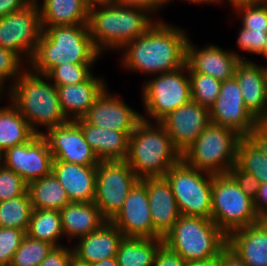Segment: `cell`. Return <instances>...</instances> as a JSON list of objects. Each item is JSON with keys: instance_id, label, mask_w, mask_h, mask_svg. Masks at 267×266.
Wrapping results in <instances>:
<instances>
[{"instance_id": "1", "label": "cell", "mask_w": 267, "mask_h": 266, "mask_svg": "<svg viewBox=\"0 0 267 266\" xmlns=\"http://www.w3.org/2000/svg\"><path fill=\"white\" fill-rule=\"evenodd\" d=\"M186 30L161 20L121 50L122 67L153 76L176 70L186 64Z\"/></svg>"}, {"instance_id": "2", "label": "cell", "mask_w": 267, "mask_h": 266, "mask_svg": "<svg viewBox=\"0 0 267 266\" xmlns=\"http://www.w3.org/2000/svg\"><path fill=\"white\" fill-rule=\"evenodd\" d=\"M99 57L87 25L52 26L43 29L26 66L46 75L63 63H95Z\"/></svg>"}, {"instance_id": "3", "label": "cell", "mask_w": 267, "mask_h": 266, "mask_svg": "<svg viewBox=\"0 0 267 266\" xmlns=\"http://www.w3.org/2000/svg\"><path fill=\"white\" fill-rule=\"evenodd\" d=\"M150 16L146 9L112 3L90 8L87 26L95 48L103 55L109 50L120 51L144 35L157 20Z\"/></svg>"}, {"instance_id": "4", "label": "cell", "mask_w": 267, "mask_h": 266, "mask_svg": "<svg viewBox=\"0 0 267 266\" xmlns=\"http://www.w3.org/2000/svg\"><path fill=\"white\" fill-rule=\"evenodd\" d=\"M6 96L36 134H43L41 127L48 130L69 122L61 109L57 88L46 75L26 69Z\"/></svg>"}, {"instance_id": "5", "label": "cell", "mask_w": 267, "mask_h": 266, "mask_svg": "<svg viewBox=\"0 0 267 266\" xmlns=\"http://www.w3.org/2000/svg\"><path fill=\"white\" fill-rule=\"evenodd\" d=\"M125 160L139 179L164 177L181 161V153L160 122L141 119L129 136Z\"/></svg>"}, {"instance_id": "6", "label": "cell", "mask_w": 267, "mask_h": 266, "mask_svg": "<svg viewBox=\"0 0 267 266\" xmlns=\"http://www.w3.org/2000/svg\"><path fill=\"white\" fill-rule=\"evenodd\" d=\"M162 240L186 262L217 258L227 246V235L212 219L194 216L181 215Z\"/></svg>"}, {"instance_id": "7", "label": "cell", "mask_w": 267, "mask_h": 266, "mask_svg": "<svg viewBox=\"0 0 267 266\" xmlns=\"http://www.w3.org/2000/svg\"><path fill=\"white\" fill-rule=\"evenodd\" d=\"M241 138L236 131L210 122L196 141L181 153V160L198 170L227 174L236 164Z\"/></svg>"}, {"instance_id": "8", "label": "cell", "mask_w": 267, "mask_h": 266, "mask_svg": "<svg viewBox=\"0 0 267 266\" xmlns=\"http://www.w3.org/2000/svg\"><path fill=\"white\" fill-rule=\"evenodd\" d=\"M211 201V219L227 236L260 221L254 200L241 190L229 173L213 174Z\"/></svg>"}, {"instance_id": "9", "label": "cell", "mask_w": 267, "mask_h": 266, "mask_svg": "<svg viewBox=\"0 0 267 266\" xmlns=\"http://www.w3.org/2000/svg\"><path fill=\"white\" fill-rule=\"evenodd\" d=\"M152 78L144 81L142 86V105L147 115L141 114L142 119L160 122L169 113L192 100L186 64L176 70L153 75Z\"/></svg>"}, {"instance_id": "10", "label": "cell", "mask_w": 267, "mask_h": 266, "mask_svg": "<svg viewBox=\"0 0 267 266\" xmlns=\"http://www.w3.org/2000/svg\"><path fill=\"white\" fill-rule=\"evenodd\" d=\"M164 177L181 215L211 219L212 173L189 167L181 160Z\"/></svg>"}, {"instance_id": "11", "label": "cell", "mask_w": 267, "mask_h": 266, "mask_svg": "<svg viewBox=\"0 0 267 266\" xmlns=\"http://www.w3.org/2000/svg\"><path fill=\"white\" fill-rule=\"evenodd\" d=\"M139 180L126 160L99 161L94 203L106 220L117 215Z\"/></svg>"}, {"instance_id": "12", "label": "cell", "mask_w": 267, "mask_h": 266, "mask_svg": "<svg viewBox=\"0 0 267 266\" xmlns=\"http://www.w3.org/2000/svg\"><path fill=\"white\" fill-rule=\"evenodd\" d=\"M42 31L38 2L31 0L0 18V47L14 51L27 63Z\"/></svg>"}, {"instance_id": "13", "label": "cell", "mask_w": 267, "mask_h": 266, "mask_svg": "<svg viewBox=\"0 0 267 266\" xmlns=\"http://www.w3.org/2000/svg\"><path fill=\"white\" fill-rule=\"evenodd\" d=\"M53 160L42 134H35L26 143L10 147L0 155V163L20 175L27 184L51 174Z\"/></svg>"}, {"instance_id": "14", "label": "cell", "mask_w": 267, "mask_h": 266, "mask_svg": "<svg viewBox=\"0 0 267 266\" xmlns=\"http://www.w3.org/2000/svg\"><path fill=\"white\" fill-rule=\"evenodd\" d=\"M210 122L248 137L259 122L246 108L235 77L222 81L219 96L209 109Z\"/></svg>"}, {"instance_id": "15", "label": "cell", "mask_w": 267, "mask_h": 266, "mask_svg": "<svg viewBox=\"0 0 267 266\" xmlns=\"http://www.w3.org/2000/svg\"><path fill=\"white\" fill-rule=\"evenodd\" d=\"M42 135L47 139L53 161H65L85 166L99 164V159L85 140L82 129L74 121L51 127Z\"/></svg>"}, {"instance_id": "16", "label": "cell", "mask_w": 267, "mask_h": 266, "mask_svg": "<svg viewBox=\"0 0 267 266\" xmlns=\"http://www.w3.org/2000/svg\"><path fill=\"white\" fill-rule=\"evenodd\" d=\"M160 123L174 146L182 153L210 124V112L208 108L191 100L169 113Z\"/></svg>"}, {"instance_id": "17", "label": "cell", "mask_w": 267, "mask_h": 266, "mask_svg": "<svg viewBox=\"0 0 267 266\" xmlns=\"http://www.w3.org/2000/svg\"><path fill=\"white\" fill-rule=\"evenodd\" d=\"M124 237L153 239V222L145 183L140 179L111 220Z\"/></svg>"}, {"instance_id": "18", "label": "cell", "mask_w": 267, "mask_h": 266, "mask_svg": "<svg viewBox=\"0 0 267 266\" xmlns=\"http://www.w3.org/2000/svg\"><path fill=\"white\" fill-rule=\"evenodd\" d=\"M241 60H248L233 50H225L221 47L208 44L198 48L188 40L186 47V65L188 72H198L225 81L234 77L236 67Z\"/></svg>"}, {"instance_id": "19", "label": "cell", "mask_w": 267, "mask_h": 266, "mask_svg": "<svg viewBox=\"0 0 267 266\" xmlns=\"http://www.w3.org/2000/svg\"><path fill=\"white\" fill-rule=\"evenodd\" d=\"M109 92L107 87L83 118L97 127L133 132L137 123L142 119L141 114L126 104L119 96Z\"/></svg>"}, {"instance_id": "20", "label": "cell", "mask_w": 267, "mask_h": 266, "mask_svg": "<svg viewBox=\"0 0 267 266\" xmlns=\"http://www.w3.org/2000/svg\"><path fill=\"white\" fill-rule=\"evenodd\" d=\"M141 180L147 188L153 222V237L163 238L181 216L175 196L165 177H151Z\"/></svg>"}, {"instance_id": "21", "label": "cell", "mask_w": 267, "mask_h": 266, "mask_svg": "<svg viewBox=\"0 0 267 266\" xmlns=\"http://www.w3.org/2000/svg\"><path fill=\"white\" fill-rule=\"evenodd\" d=\"M122 232L107 220L97 230L77 239L72 246L73 257L83 263H94L103 259L116 257Z\"/></svg>"}, {"instance_id": "22", "label": "cell", "mask_w": 267, "mask_h": 266, "mask_svg": "<svg viewBox=\"0 0 267 266\" xmlns=\"http://www.w3.org/2000/svg\"><path fill=\"white\" fill-rule=\"evenodd\" d=\"M243 102L258 121H267V104L265 101L264 81L265 67L251 59L241 60L235 71Z\"/></svg>"}, {"instance_id": "23", "label": "cell", "mask_w": 267, "mask_h": 266, "mask_svg": "<svg viewBox=\"0 0 267 266\" xmlns=\"http://www.w3.org/2000/svg\"><path fill=\"white\" fill-rule=\"evenodd\" d=\"M56 88L64 115L69 121H75L88 113L95 100L107 88V83L104 78L96 77L93 73L82 83Z\"/></svg>"}, {"instance_id": "24", "label": "cell", "mask_w": 267, "mask_h": 266, "mask_svg": "<svg viewBox=\"0 0 267 266\" xmlns=\"http://www.w3.org/2000/svg\"><path fill=\"white\" fill-rule=\"evenodd\" d=\"M227 246L247 266H267V220L231 232Z\"/></svg>"}, {"instance_id": "25", "label": "cell", "mask_w": 267, "mask_h": 266, "mask_svg": "<svg viewBox=\"0 0 267 266\" xmlns=\"http://www.w3.org/2000/svg\"><path fill=\"white\" fill-rule=\"evenodd\" d=\"M97 166L53 161L52 173L66 190L71 202H93Z\"/></svg>"}, {"instance_id": "26", "label": "cell", "mask_w": 267, "mask_h": 266, "mask_svg": "<svg viewBox=\"0 0 267 266\" xmlns=\"http://www.w3.org/2000/svg\"><path fill=\"white\" fill-rule=\"evenodd\" d=\"M99 161L125 160L128 155L129 136L133 132L108 130L88 123L84 118L74 121Z\"/></svg>"}, {"instance_id": "27", "label": "cell", "mask_w": 267, "mask_h": 266, "mask_svg": "<svg viewBox=\"0 0 267 266\" xmlns=\"http://www.w3.org/2000/svg\"><path fill=\"white\" fill-rule=\"evenodd\" d=\"M64 237L77 240L97 230L107 220L93 202H71L60 211Z\"/></svg>"}, {"instance_id": "28", "label": "cell", "mask_w": 267, "mask_h": 266, "mask_svg": "<svg viewBox=\"0 0 267 266\" xmlns=\"http://www.w3.org/2000/svg\"><path fill=\"white\" fill-rule=\"evenodd\" d=\"M42 30L61 25H87L89 8L83 0H37Z\"/></svg>"}, {"instance_id": "29", "label": "cell", "mask_w": 267, "mask_h": 266, "mask_svg": "<svg viewBox=\"0 0 267 266\" xmlns=\"http://www.w3.org/2000/svg\"><path fill=\"white\" fill-rule=\"evenodd\" d=\"M35 134L11 102L0 107V155L10 147L26 143Z\"/></svg>"}, {"instance_id": "30", "label": "cell", "mask_w": 267, "mask_h": 266, "mask_svg": "<svg viewBox=\"0 0 267 266\" xmlns=\"http://www.w3.org/2000/svg\"><path fill=\"white\" fill-rule=\"evenodd\" d=\"M27 192L35 209L60 211L71 203L66 190L53 173L28 183Z\"/></svg>"}, {"instance_id": "31", "label": "cell", "mask_w": 267, "mask_h": 266, "mask_svg": "<svg viewBox=\"0 0 267 266\" xmlns=\"http://www.w3.org/2000/svg\"><path fill=\"white\" fill-rule=\"evenodd\" d=\"M162 238L143 239L123 237L116 260L119 266H153Z\"/></svg>"}, {"instance_id": "32", "label": "cell", "mask_w": 267, "mask_h": 266, "mask_svg": "<svg viewBox=\"0 0 267 266\" xmlns=\"http://www.w3.org/2000/svg\"><path fill=\"white\" fill-rule=\"evenodd\" d=\"M26 235L30 238L48 242L54 247L64 246L60 212L57 210L33 208Z\"/></svg>"}, {"instance_id": "33", "label": "cell", "mask_w": 267, "mask_h": 266, "mask_svg": "<svg viewBox=\"0 0 267 266\" xmlns=\"http://www.w3.org/2000/svg\"><path fill=\"white\" fill-rule=\"evenodd\" d=\"M33 211L28 192L0 202V227L21 229L27 232Z\"/></svg>"}, {"instance_id": "34", "label": "cell", "mask_w": 267, "mask_h": 266, "mask_svg": "<svg viewBox=\"0 0 267 266\" xmlns=\"http://www.w3.org/2000/svg\"><path fill=\"white\" fill-rule=\"evenodd\" d=\"M235 165L240 170L252 173L260 183L267 182V159L249 137L240 139Z\"/></svg>"}, {"instance_id": "35", "label": "cell", "mask_w": 267, "mask_h": 266, "mask_svg": "<svg viewBox=\"0 0 267 266\" xmlns=\"http://www.w3.org/2000/svg\"><path fill=\"white\" fill-rule=\"evenodd\" d=\"M188 73L192 100L210 109L219 96L222 81L198 72Z\"/></svg>"}, {"instance_id": "36", "label": "cell", "mask_w": 267, "mask_h": 266, "mask_svg": "<svg viewBox=\"0 0 267 266\" xmlns=\"http://www.w3.org/2000/svg\"><path fill=\"white\" fill-rule=\"evenodd\" d=\"M95 63H63L53 67L46 76L56 86L74 85L87 80L93 74Z\"/></svg>"}, {"instance_id": "37", "label": "cell", "mask_w": 267, "mask_h": 266, "mask_svg": "<svg viewBox=\"0 0 267 266\" xmlns=\"http://www.w3.org/2000/svg\"><path fill=\"white\" fill-rule=\"evenodd\" d=\"M48 242L25 236L20 247L14 253L10 266H38L53 250Z\"/></svg>"}, {"instance_id": "38", "label": "cell", "mask_w": 267, "mask_h": 266, "mask_svg": "<svg viewBox=\"0 0 267 266\" xmlns=\"http://www.w3.org/2000/svg\"><path fill=\"white\" fill-rule=\"evenodd\" d=\"M24 64L27 63L17 53L0 47V89L3 92L4 89H8L5 90L8 92L17 78L27 69ZM7 81L11 84L5 85Z\"/></svg>"}, {"instance_id": "39", "label": "cell", "mask_w": 267, "mask_h": 266, "mask_svg": "<svg viewBox=\"0 0 267 266\" xmlns=\"http://www.w3.org/2000/svg\"><path fill=\"white\" fill-rule=\"evenodd\" d=\"M25 236L24 230L0 227V266H10L14 253Z\"/></svg>"}, {"instance_id": "40", "label": "cell", "mask_w": 267, "mask_h": 266, "mask_svg": "<svg viewBox=\"0 0 267 266\" xmlns=\"http://www.w3.org/2000/svg\"><path fill=\"white\" fill-rule=\"evenodd\" d=\"M242 21L244 28L267 30V0L254 5L243 6L234 11Z\"/></svg>"}, {"instance_id": "41", "label": "cell", "mask_w": 267, "mask_h": 266, "mask_svg": "<svg viewBox=\"0 0 267 266\" xmlns=\"http://www.w3.org/2000/svg\"><path fill=\"white\" fill-rule=\"evenodd\" d=\"M27 192V183L14 171L0 163V202L19 197Z\"/></svg>"}, {"instance_id": "42", "label": "cell", "mask_w": 267, "mask_h": 266, "mask_svg": "<svg viewBox=\"0 0 267 266\" xmlns=\"http://www.w3.org/2000/svg\"><path fill=\"white\" fill-rule=\"evenodd\" d=\"M267 30H252L241 26L236 41L244 53L260 55L264 51Z\"/></svg>"}, {"instance_id": "43", "label": "cell", "mask_w": 267, "mask_h": 266, "mask_svg": "<svg viewBox=\"0 0 267 266\" xmlns=\"http://www.w3.org/2000/svg\"><path fill=\"white\" fill-rule=\"evenodd\" d=\"M229 174L235 179L241 190L251 199L254 200L257 197L260 182L252 173L240 170L236 165H234L230 169Z\"/></svg>"}, {"instance_id": "44", "label": "cell", "mask_w": 267, "mask_h": 266, "mask_svg": "<svg viewBox=\"0 0 267 266\" xmlns=\"http://www.w3.org/2000/svg\"><path fill=\"white\" fill-rule=\"evenodd\" d=\"M73 258L72 247L67 245L54 247L38 266H70Z\"/></svg>"}, {"instance_id": "45", "label": "cell", "mask_w": 267, "mask_h": 266, "mask_svg": "<svg viewBox=\"0 0 267 266\" xmlns=\"http://www.w3.org/2000/svg\"><path fill=\"white\" fill-rule=\"evenodd\" d=\"M186 261L164 243L158 248L153 266H186Z\"/></svg>"}, {"instance_id": "46", "label": "cell", "mask_w": 267, "mask_h": 266, "mask_svg": "<svg viewBox=\"0 0 267 266\" xmlns=\"http://www.w3.org/2000/svg\"><path fill=\"white\" fill-rule=\"evenodd\" d=\"M116 5L140 7L146 9L148 12L156 13L162 10L168 4V0H113ZM159 10V11H158Z\"/></svg>"}, {"instance_id": "47", "label": "cell", "mask_w": 267, "mask_h": 266, "mask_svg": "<svg viewBox=\"0 0 267 266\" xmlns=\"http://www.w3.org/2000/svg\"><path fill=\"white\" fill-rule=\"evenodd\" d=\"M267 159V121H259L248 136Z\"/></svg>"}, {"instance_id": "48", "label": "cell", "mask_w": 267, "mask_h": 266, "mask_svg": "<svg viewBox=\"0 0 267 266\" xmlns=\"http://www.w3.org/2000/svg\"><path fill=\"white\" fill-rule=\"evenodd\" d=\"M254 207L260 220H267V182L260 183L257 197L254 199Z\"/></svg>"}, {"instance_id": "49", "label": "cell", "mask_w": 267, "mask_h": 266, "mask_svg": "<svg viewBox=\"0 0 267 266\" xmlns=\"http://www.w3.org/2000/svg\"><path fill=\"white\" fill-rule=\"evenodd\" d=\"M220 266H247L243 260L228 246H226L219 255Z\"/></svg>"}, {"instance_id": "50", "label": "cell", "mask_w": 267, "mask_h": 266, "mask_svg": "<svg viewBox=\"0 0 267 266\" xmlns=\"http://www.w3.org/2000/svg\"><path fill=\"white\" fill-rule=\"evenodd\" d=\"M31 0H0V18L22 9Z\"/></svg>"}, {"instance_id": "51", "label": "cell", "mask_w": 267, "mask_h": 266, "mask_svg": "<svg viewBox=\"0 0 267 266\" xmlns=\"http://www.w3.org/2000/svg\"><path fill=\"white\" fill-rule=\"evenodd\" d=\"M223 1L224 0H219V5L223 3ZM225 1H228L227 3L232 5V8H234L233 10H236L243 6L254 5V4L260 3L263 0H225Z\"/></svg>"}, {"instance_id": "52", "label": "cell", "mask_w": 267, "mask_h": 266, "mask_svg": "<svg viewBox=\"0 0 267 266\" xmlns=\"http://www.w3.org/2000/svg\"><path fill=\"white\" fill-rule=\"evenodd\" d=\"M186 266H220L219 257L196 262H187Z\"/></svg>"}, {"instance_id": "53", "label": "cell", "mask_w": 267, "mask_h": 266, "mask_svg": "<svg viewBox=\"0 0 267 266\" xmlns=\"http://www.w3.org/2000/svg\"><path fill=\"white\" fill-rule=\"evenodd\" d=\"M83 1L89 9L96 6L109 5L113 3V0H83Z\"/></svg>"}, {"instance_id": "54", "label": "cell", "mask_w": 267, "mask_h": 266, "mask_svg": "<svg viewBox=\"0 0 267 266\" xmlns=\"http://www.w3.org/2000/svg\"><path fill=\"white\" fill-rule=\"evenodd\" d=\"M97 266H119L116 257H111L108 259H103L97 262Z\"/></svg>"}, {"instance_id": "55", "label": "cell", "mask_w": 267, "mask_h": 266, "mask_svg": "<svg viewBox=\"0 0 267 266\" xmlns=\"http://www.w3.org/2000/svg\"><path fill=\"white\" fill-rule=\"evenodd\" d=\"M170 1L172 0H168V2L170 3ZM186 2L188 1L189 3H196V4H219V0H185Z\"/></svg>"}, {"instance_id": "56", "label": "cell", "mask_w": 267, "mask_h": 266, "mask_svg": "<svg viewBox=\"0 0 267 266\" xmlns=\"http://www.w3.org/2000/svg\"><path fill=\"white\" fill-rule=\"evenodd\" d=\"M70 266H97V262H94L91 264L83 263L73 257L71 260Z\"/></svg>"}, {"instance_id": "57", "label": "cell", "mask_w": 267, "mask_h": 266, "mask_svg": "<svg viewBox=\"0 0 267 266\" xmlns=\"http://www.w3.org/2000/svg\"><path fill=\"white\" fill-rule=\"evenodd\" d=\"M264 93H265V101L267 104V68H265Z\"/></svg>"}, {"instance_id": "58", "label": "cell", "mask_w": 267, "mask_h": 266, "mask_svg": "<svg viewBox=\"0 0 267 266\" xmlns=\"http://www.w3.org/2000/svg\"><path fill=\"white\" fill-rule=\"evenodd\" d=\"M260 55L263 56L264 59H267V47H264V51ZM265 68H267V65L265 66Z\"/></svg>"}, {"instance_id": "59", "label": "cell", "mask_w": 267, "mask_h": 266, "mask_svg": "<svg viewBox=\"0 0 267 266\" xmlns=\"http://www.w3.org/2000/svg\"><path fill=\"white\" fill-rule=\"evenodd\" d=\"M4 92H2V90L0 89V102H1V99H3L2 97L5 96L3 95Z\"/></svg>"}, {"instance_id": "60", "label": "cell", "mask_w": 267, "mask_h": 266, "mask_svg": "<svg viewBox=\"0 0 267 266\" xmlns=\"http://www.w3.org/2000/svg\"><path fill=\"white\" fill-rule=\"evenodd\" d=\"M264 47H267V34H266V41H265V46Z\"/></svg>"}]
</instances>
